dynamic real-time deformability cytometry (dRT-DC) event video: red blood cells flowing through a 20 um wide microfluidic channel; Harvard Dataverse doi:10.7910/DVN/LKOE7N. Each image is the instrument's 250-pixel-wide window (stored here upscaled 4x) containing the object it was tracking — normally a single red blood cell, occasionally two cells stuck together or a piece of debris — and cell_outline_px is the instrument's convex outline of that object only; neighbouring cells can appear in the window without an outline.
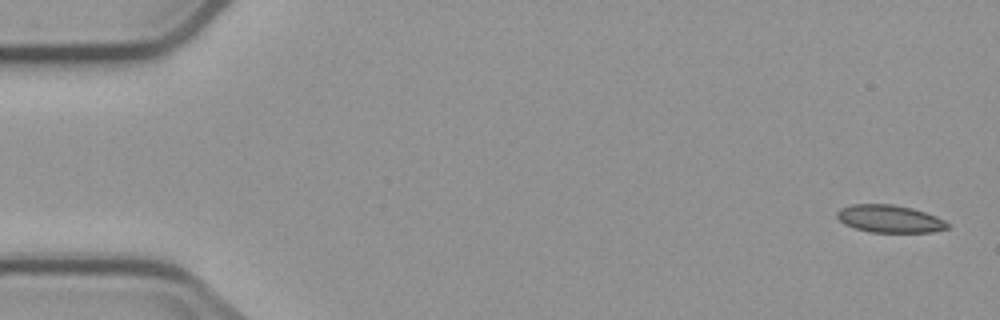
{"species": "common noctule bat (a hibernating species)", "species_latin": "Nyctalus noctula", "temperature_condition": "cold", "stored_images_in_passage": 4, "camera_frame_rate_fps": 3000, "um_per_image_px": 0.085, "animal": {"sex": "male", "body_mass_g": 23.1, "forearm_length_mm": 52.7}, "frame": {"image": 1, "passage_image": 1, "time_ms": 0.0, "image_size_px": [1000, 320], "cell_outline_px": [[948, 228], [932, 232], [868, 232], [844, 224], [836, 216], [836, 212], [840, 208], [852, 204], [892, 204], [912, 208], [936, 216], [944, 220], [948, 224]], "centroid_in_image_um": [75.59, 18.59], "position_along_channel_um": 9.4, "area_um2": 17.69}}